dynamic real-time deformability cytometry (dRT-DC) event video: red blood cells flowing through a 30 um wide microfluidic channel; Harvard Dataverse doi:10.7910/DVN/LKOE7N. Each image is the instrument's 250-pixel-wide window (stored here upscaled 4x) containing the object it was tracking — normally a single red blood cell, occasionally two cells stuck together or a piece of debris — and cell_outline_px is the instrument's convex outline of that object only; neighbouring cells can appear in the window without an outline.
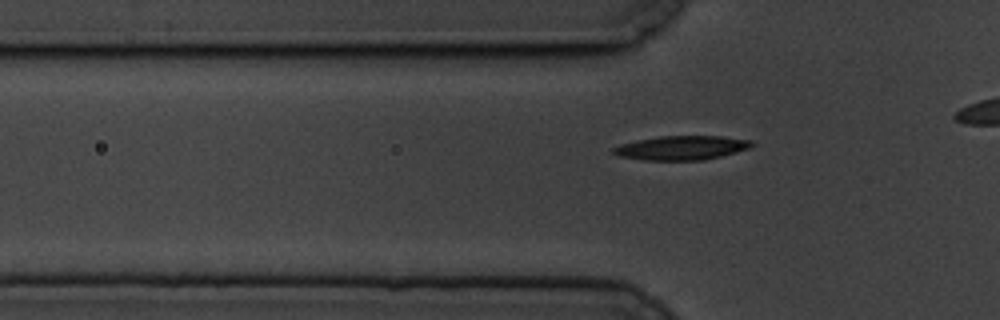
{"species": "common noctule bat (a hibernating species)", "species_latin": "Nyctalus noctula", "temperature_condition": "cold", "stored_images_in_passage": 43, "camera_frame_rate_fps": 3000, "um_per_image_px": 0.085, "animal": {"sex": "male", "body_mass_g": 19.5, "forearm_length_mm": 54.6}, "frame": {"image": 1, "passage_image": 14, "time_ms": 4.333, "image_size_px": [1000, 320], "cell_outline_px": [[756, 144], [748, 148], [736, 152], [704, 160], [644, 160], [620, 156], [612, 152], [612, 148], [620, 144], [636, 140], [660, 136], [720, 136], [752, 140]], "centroid_in_image_um": [57.94, 12.56], "position_along_channel_um": 67.9, "area_um2": 19.42}}
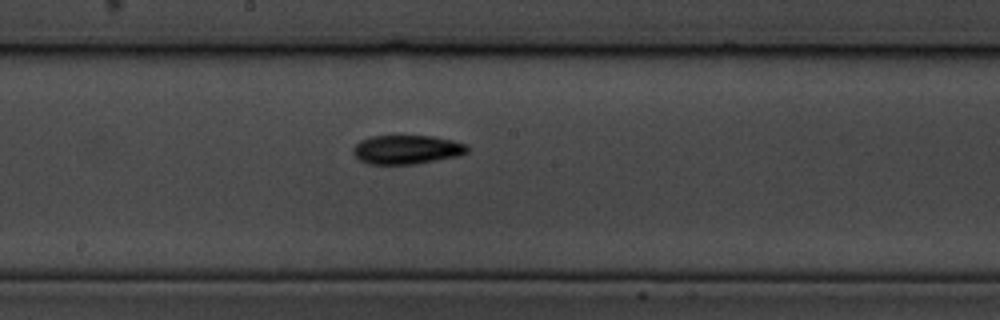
{"frame": {"image": 2, "passage_image": 27, "time_ms": 8.667, "image_size_px": [1000, 320], "cell_outline_px": [[468, 152], [460, 156], [416, 164], [368, 164], [360, 160], [352, 152], [352, 148], [360, 140], [368, 136], [432, 136], [452, 140], [464, 144], [468, 148]], "centroid_in_image_um": [34.56, 12.72], "position_along_channel_um": 213.6, "area_um2": 19.36}}
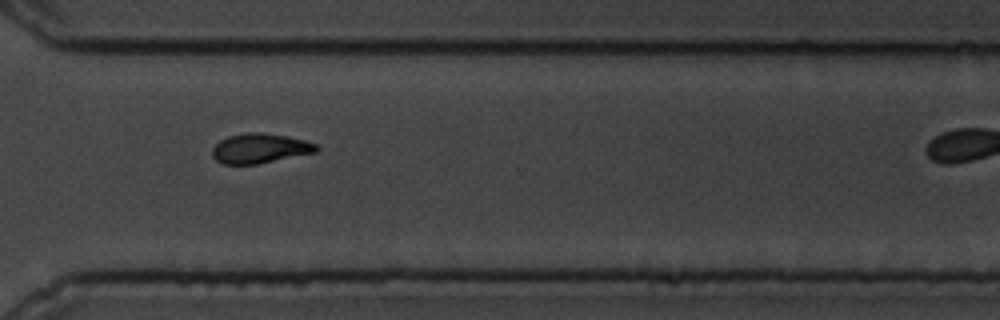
{"frame": {"image": 3, "passage_image": 39, "time_ms": 12.667, "image_size_px": [1000, 320], "cell_outline_px": [[320, 148], [316, 152], [256, 164], [224, 164], [216, 160], [212, 156], [212, 148], [220, 140], [228, 136], [248, 132], [260, 132], [284, 136], [304, 140], [316, 144]], "centroid_in_image_um": [22.07, 12.61], "position_along_channel_um": 348.5, "area_um2": 17.86}}